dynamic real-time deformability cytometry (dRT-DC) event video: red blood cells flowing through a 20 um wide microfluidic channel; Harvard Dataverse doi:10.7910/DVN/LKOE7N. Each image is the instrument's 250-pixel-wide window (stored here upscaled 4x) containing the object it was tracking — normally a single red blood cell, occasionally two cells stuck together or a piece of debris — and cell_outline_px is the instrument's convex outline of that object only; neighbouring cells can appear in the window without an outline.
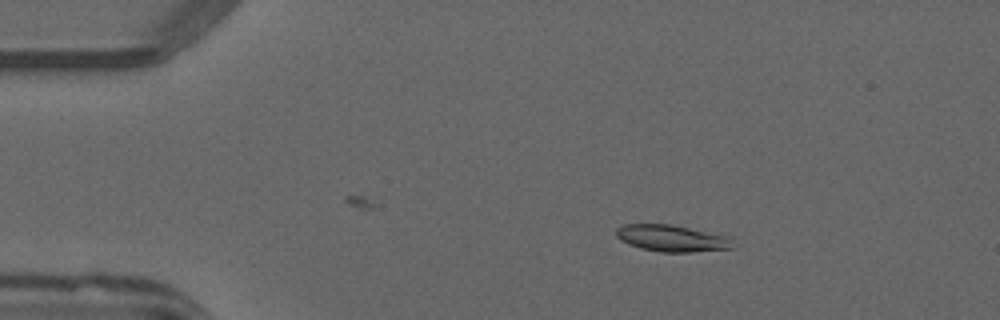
{"species": "common noctule bat (a hibernating species)", "species_latin": "Nyctalus noctula", "temperature_condition": "warm", "stored_images_in_passage": 14, "camera_frame_rate_fps": 3000, "um_per_image_px": 0.085, "animal": {"sex": "male", "forearm_length_mm": 52.5}, "frame": {"image": 1, "passage_image": 8, "time_ms": 2.333, "image_size_px": [1000, 320], "cell_outline_px": [[736, 248], [692, 252], [660, 252], [640, 248], [628, 244], [620, 240], [616, 236], [616, 228], [624, 224], [668, 224], [736, 236]], "centroid_in_image_um": [57.24, 20.26], "position_along_channel_um": 27.8, "area_um2": 18.79}}